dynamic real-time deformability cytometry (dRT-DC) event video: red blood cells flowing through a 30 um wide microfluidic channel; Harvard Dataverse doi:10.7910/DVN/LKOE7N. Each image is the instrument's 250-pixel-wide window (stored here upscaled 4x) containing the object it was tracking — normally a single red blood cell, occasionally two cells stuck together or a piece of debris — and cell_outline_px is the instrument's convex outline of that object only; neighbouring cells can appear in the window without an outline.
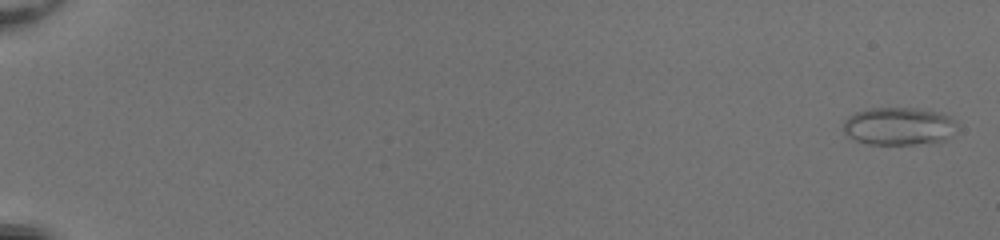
{"species": "common noctule bat (a hibernating species)", "species_latin": "Nyctalus noctula", "temperature_condition": "room temperature", "stored_images_in_passage": 54, "camera_frame_rate_fps": 3000, "um_per_image_px": 0.085, "animal": {"sex": "female", "body_mass_g": 20.0, "forearm_length_mm": 54.0}, "frame": {"image": 1, "passage_image": 2, "time_ms": 0.333, "image_size_px": [1000, 240], "cell_outline_px": [[956, 124], [952, 136], [944, 140], [932, 144], [868, 144], [856, 140], [848, 136], [844, 132], [844, 120], [848, 116], [856, 112], [868, 108], [916, 108], [944, 112], [952, 116], [956, 120]], "centroid_in_image_um": [76.46, 10.72], "position_along_channel_um": 8.5, "area_um2": 25.55}}
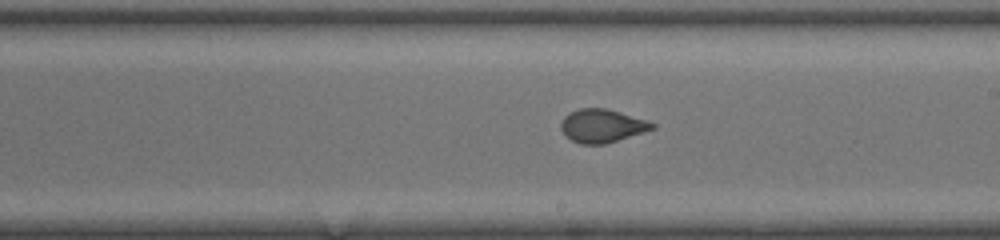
{"frame": {"image": 2, "passage_image": 34, "time_ms": 11.0, "image_size_px": [1000, 240], "cell_outline_px": [[656, 128], [644, 132], [604, 144], [580, 144], [564, 136], [560, 128], [560, 124], [564, 116], [568, 112], [580, 108], [608, 108], [648, 120], [656, 124]], "centroid_in_image_um": [51.16, 10.68], "position_along_channel_um": 237.8, "area_um2": 17.98}}
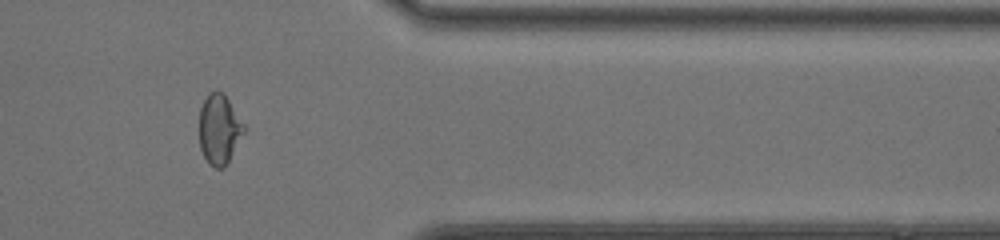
{"frame": {"image": 3, "passage_image": 46, "time_ms": 15.0, "image_size_px": [1000, 240], "cell_outline_px": [[248, 128], [224, 168], [216, 168], [208, 164], [200, 148], [200, 108], [208, 92], [216, 88], [224, 92]], "centroid_in_image_um": [18.67, 10.94], "position_along_channel_um": 392.7, "area_um2": 18.73}}